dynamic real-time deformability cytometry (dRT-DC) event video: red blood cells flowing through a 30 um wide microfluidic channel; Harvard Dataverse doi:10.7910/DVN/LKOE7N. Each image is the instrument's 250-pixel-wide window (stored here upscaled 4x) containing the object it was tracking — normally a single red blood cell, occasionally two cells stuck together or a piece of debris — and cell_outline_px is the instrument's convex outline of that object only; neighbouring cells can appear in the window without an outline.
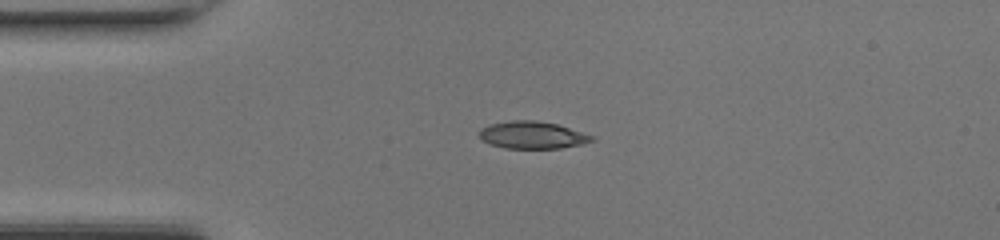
{"species": "common noctule bat (a hibernating species)", "species_latin": "Nyctalus noctula", "temperature_condition": "room temperature", "stored_images_in_passage": 37, "camera_frame_rate_fps": 3000, "um_per_image_px": 0.085, "animal": {"sex": "female", "body_mass_g": 17.0, "forearm_length_mm": 48.0}, "frame": {"image": 1, "passage_image": 1, "time_ms": 0.0, "image_size_px": [1000, 240], "cell_outline_px": [[596, 140], [580, 144], [560, 148], [504, 148], [492, 144], [484, 140], [480, 136], [480, 128], [492, 124], [512, 120], [536, 120], [556, 124], [592, 136]], "centroid_in_image_um": [45.24, 11.48], "position_along_channel_um": 39.8, "area_um2": 17.46}}
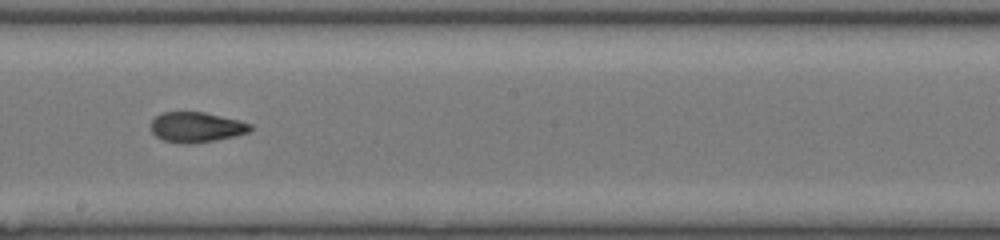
{"frame": {"image": 2, "passage_image": 16, "time_ms": 5.0, "image_size_px": [1000, 240], "cell_outline_px": [[252, 128], [248, 132], [236, 136], [216, 140], [188, 144], [180, 144], [164, 140], [156, 136], [152, 132], [152, 120], [156, 116], [164, 112], [204, 112], [240, 120], [252, 124]], "centroid_in_image_um": [16.71, 10.81], "position_along_channel_um": 231.5, "area_um2": 17.51}}
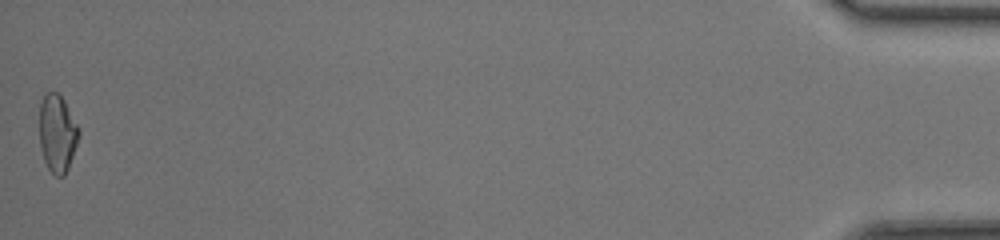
{"frame": {"image": 3, "passage_image": 37, "time_ms": 12.0, "image_size_px": [1000, 240], "cell_outline_px": [[80, 136], [68, 168], [64, 176], [56, 176], [48, 168], [44, 160], [40, 148], [40, 104], [44, 92], [56, 92], [64, 100], [80, 128]], "centroid_in_image_um": [4.88, 11.33], "position_along_channel_um": 430.3, "area_um2": 17.92}, "authors_computed_cell_mechanics": {"area_um2": 17.918, "velocity_mm_per_s": 4.3671, "shape_relaxation_time_tau1_ms": 8.2799, "shape_relaxation_time_tau2_ms": 2.1243, "deformation_change_tau1": 0.2428, "deformation_change_tau2": 0.0788}}